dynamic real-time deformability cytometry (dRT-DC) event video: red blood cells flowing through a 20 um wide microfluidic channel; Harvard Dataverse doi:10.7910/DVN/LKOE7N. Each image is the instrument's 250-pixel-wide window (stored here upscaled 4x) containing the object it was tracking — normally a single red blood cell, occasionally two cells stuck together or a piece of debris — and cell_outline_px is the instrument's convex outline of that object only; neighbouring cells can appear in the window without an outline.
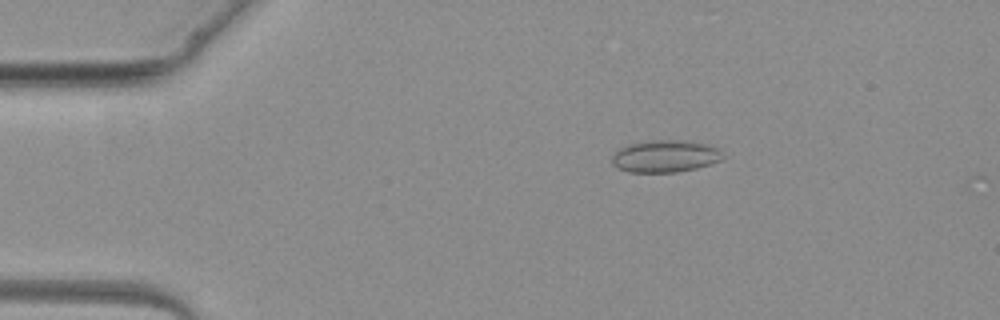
{"species": "common noctule bat (a hibernating species)", "species_latin": "Nyctalus noctula", "temperature_condition": "warm", "stored_images_in_passage": 3, "camera_frame_rate_fps": 3000, "um_per_image_px": 0.085, "animal": {"sex": "female", "body_mass_g": 19.3, "forearm_length_mm": 54.1}, "frame": {"image": 1, "passage_image": 2, "time_ms": 1.0, "image_size_px": [1000, 320], "cell_outline_px": [[724, 156], [720, 160], [696, 168], [676, 172], [628, 172], [616, 168], [612, 164], [612, 152], [628, 144], [652, 140], [684, 140], [704, 144], [716, 148]], "centroid_in_image_um": [56.46, 13.28], "position_along_channel_um": 28.5, "area_um2": 20.69}}